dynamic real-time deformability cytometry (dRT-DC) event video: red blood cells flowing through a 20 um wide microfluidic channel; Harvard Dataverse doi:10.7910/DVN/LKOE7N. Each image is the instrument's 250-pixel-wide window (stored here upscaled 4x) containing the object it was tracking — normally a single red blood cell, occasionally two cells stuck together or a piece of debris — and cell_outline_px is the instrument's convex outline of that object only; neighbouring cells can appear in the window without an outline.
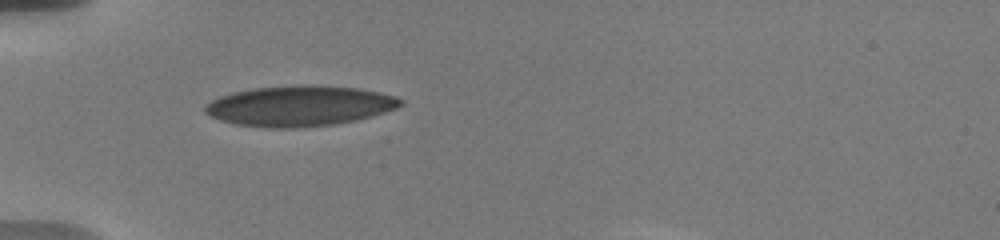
{"species": "human", "species_latin": "Homo sapiens", "temperature_condition": "warm", "stored_images_in_passage": 4, "camera_frame_rate_fps": 3000, "um_per_image_px": 0.085, "donor": {"sex": "male"}, "frame": {"image": 1, "passage_image": 1, "time_ms": 0.0, "image_size_px": [1000, 240], "cell_outline_px": [[404, 104], [396, 108], [384, 112], [356, 120], [336, 124], [300, 128], [268, 128], [236, 124], [220, 120], [204, 112], [204, 104], [220, 96], [232, 92], [252, 88], [296, 84], [312, 84], [356, 88], [380, 92], [396, 96], [404, 100]], "centroid_in_image_um": [25.46, 8.99], "position_along_channel_um": 59.5, "area_um2": 46.53}}
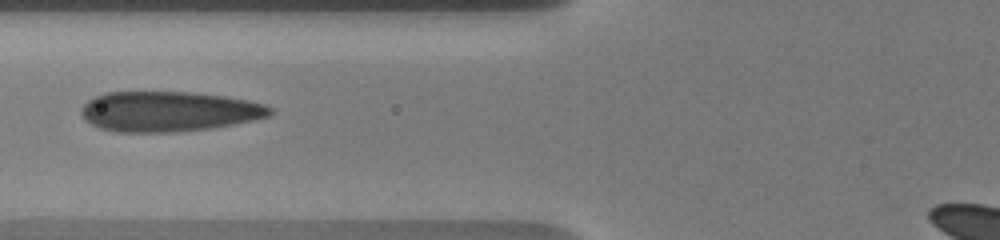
{"frame": {"image": 2, "passage_image": 3, "time_ms": 1.667, "image_size_px": [1000, 240], "cell_outline_px": [[272, 116], [212, 128], [176, 132], [112, 132], [100, 128], [84, 120], [80, 116], [80, 108], [88, 100], [104, 92], [192, 92], [228, 96], [268, 104], [272, 108]], "centroid_in_image_um": [14.34, 9.47], "position_along_channel_um": 111.5, "area_um2": 44.74}}